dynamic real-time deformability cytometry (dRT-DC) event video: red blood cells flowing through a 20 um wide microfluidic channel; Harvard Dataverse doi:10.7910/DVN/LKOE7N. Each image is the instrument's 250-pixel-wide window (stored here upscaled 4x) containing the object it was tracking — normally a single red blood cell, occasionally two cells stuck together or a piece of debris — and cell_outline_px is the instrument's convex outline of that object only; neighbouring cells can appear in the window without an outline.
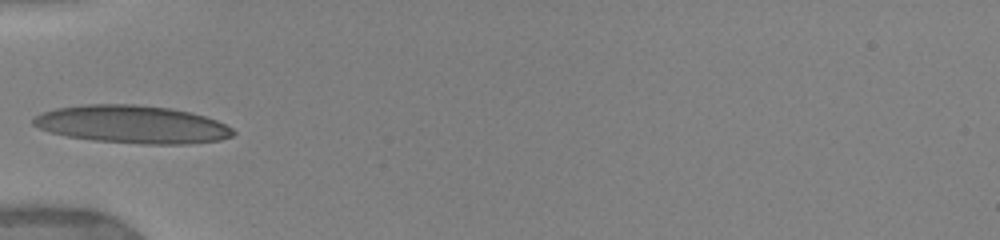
{"species": "human", "species_latin": "Homo sapiens", "temperature_condition": "warm", "stored_images_in_passage": 5, "camera_frame_rate_fps": 3000, "um_per_image_px": 0.085, "donor": {"sex": "female"}, "frame": {"image": 1, "passage_image": 4, "time_ms": 3.667, "image_size_px": [1000, 240], "cell_outline_px": [[236, 132], [232, 136], [220, 140], [184, 144], [140, 144], [92, 140], [68, 136], [52, 132], [40, 128], [32, 124], [32, 120], [36, 116], [44, 112], [56, 108], [88, 104], [132, 104], [172, 108], [192, 112], [216, 120], [232, 128]], "centroid_in_image_um": [11.27, 10.57], "position_along_channel_um": 73.7, "area_um2": 43.93}}